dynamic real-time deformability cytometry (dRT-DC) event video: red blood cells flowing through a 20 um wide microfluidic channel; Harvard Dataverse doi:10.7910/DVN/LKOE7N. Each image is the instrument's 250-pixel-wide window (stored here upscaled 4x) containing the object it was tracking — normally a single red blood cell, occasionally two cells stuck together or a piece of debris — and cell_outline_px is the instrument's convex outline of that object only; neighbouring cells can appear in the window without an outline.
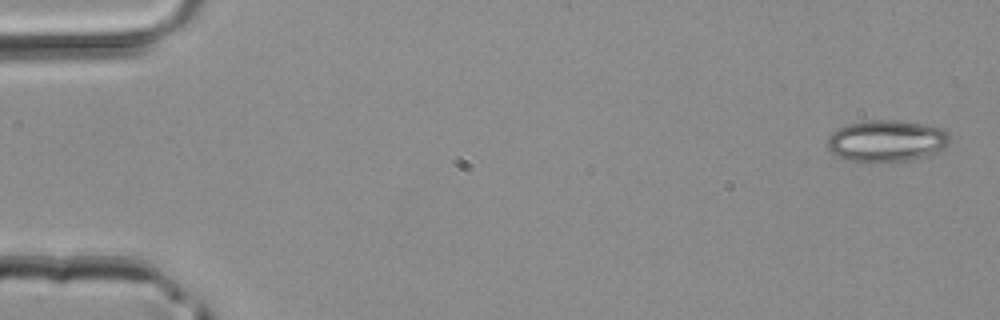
{"species": "common noctule bat (a hibernating species)", "species_latin": "Nyctalus noctula", "temperature_condition": "room temperature", "stored_images_in_passage": 4, "camera_frame_rate_fps": 3000, "um_per_image_px": 0.085, "animal": {"sex": "male", "body_mass_g": 20.4}, "frame": {"image": 1, "passage_image": 1, "time_ms": 0.0, "image_size_px": [1000, 320], "cell_outline_px": [[952, 136], [948, 144], [944, 148], [936, 152], [924, 156], [908, 160], [852, 160], [840, 156], [832, 152], [828, 148], [828, 136], [832, 132], [848, 124], [868, 120], [896, 120], [924, 124], [944, 128]], "centroid_in_image_um": [75.42, 11.93], "position_along_channel_um": 9.6, "area_um2": 29.13}}